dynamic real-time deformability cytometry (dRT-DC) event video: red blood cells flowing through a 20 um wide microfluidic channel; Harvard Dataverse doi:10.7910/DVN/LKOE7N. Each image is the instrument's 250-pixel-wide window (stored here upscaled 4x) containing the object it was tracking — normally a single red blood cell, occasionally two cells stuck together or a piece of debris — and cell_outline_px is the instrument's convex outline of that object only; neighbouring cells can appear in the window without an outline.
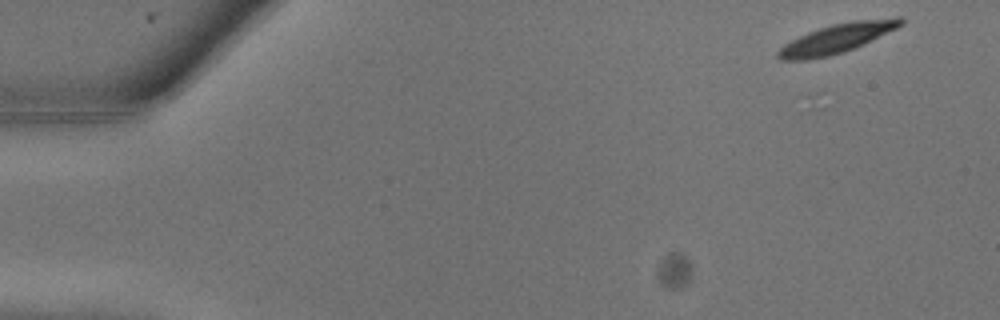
{"species": "common noctule bat (a hibernating species)", "species_latin": "Nyctalus noctula", "temperature_condition": "warm", "stored_images_in_passage": 11, "camera_frame_rate_fps": 3000, "um_per_image_px": 0.085, "animal": {"sex": "male", "body_mass_g": 13.3}, "frame": {"image": 1, "passage_image": 1, "time_ms": 0.0, "image_size_px": [1000, 320], "cell_outline_px": [[904, 24], [896, 28], [844, 52], [828, 56], [808, 60], [780, 60], [776, 56], [776, 52], [784, 44], [808, 32], [832, 24], [852, 20], [896, 16], [900, 16], [904, 20]], "centroid_in_image_um": [71.14, 3.25], "position_along_channel_um": 13.9, "area_um2": 20.87}}
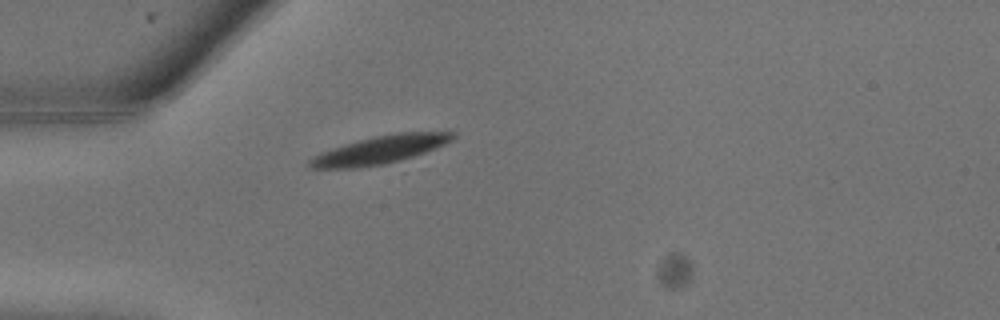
{"frame": {"image": 2, "passage_image": 7, "time_ms": 2.0, "image_size_px": [1000, 320], "cell_outline_px": [[456, 136], [452, 140], [436, 148], [400, 160], [384, 164], [360, 168], [312, 168], [308, 164], [308, 160], [312, 156], [320, 152], [344, 144], [376, 136], [396, 132], [456, 132]], "centroid_in_image_um": [32.28, 12.73], "position_along_channel_um": 52.7, "area_um2": 23.18}}